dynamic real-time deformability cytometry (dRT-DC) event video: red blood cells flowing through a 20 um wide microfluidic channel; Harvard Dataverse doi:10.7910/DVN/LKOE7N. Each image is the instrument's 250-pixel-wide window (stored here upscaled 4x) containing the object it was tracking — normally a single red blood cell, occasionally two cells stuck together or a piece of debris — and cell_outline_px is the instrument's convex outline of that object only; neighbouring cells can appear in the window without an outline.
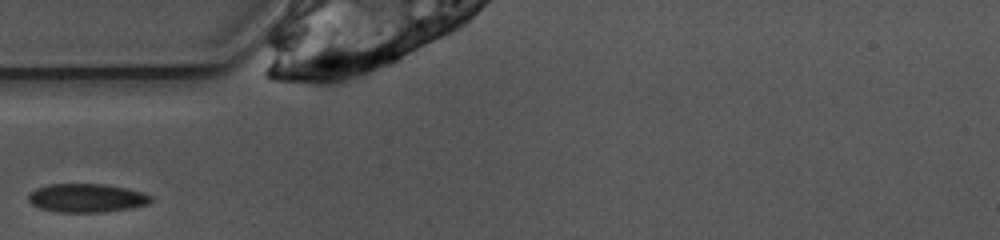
{"species": "common noctule bat (a hibernating species)", "species_latin": "Nyctalus noctula", "temperature_condition": "warm", "stored_images_in_passage": 23, "camera_frame_rate_fps": 3000, "um_per_image_px": 0.085, "animal": {"sex": "female", "body_mass_g": 10.0, "forearm_length_mm": 53.1}, "frame": {"image": 1, "passage_image": 1, "time_ms": 0.0, "image_size_px": [1000, 240], "cell_outline_px": [[152, 200], [148, 204], [128, 208], [104, 212], [60, 212], [40, 208], [32, 204], [28, 200], [28, 192], [36, 188], [48, 184], [104, 184], [144, 192], [152, 196]], "centroid_in_image_um": [7.34, 16.82], "position_along_channel_um": 77.7, "area_um2": 20.4}}
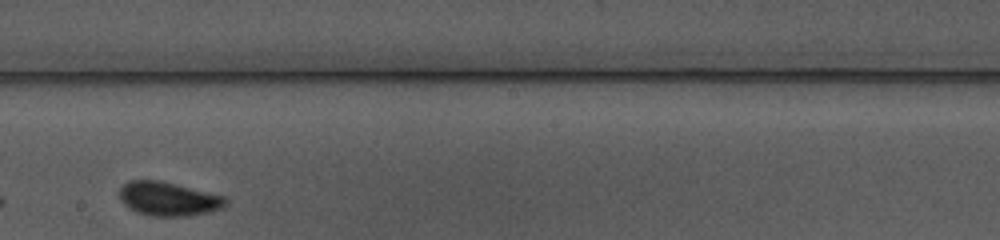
{"frame": {"image": 2, "passage_image": 13, "time_ms": 4.0, "image_size_px": [1000, 240], "cell_outline_px": [[228, 204], [212, 212], [188, 216], [152, 216], [136, 212], [128, 208], [120, 200], [120, 188], [128, 180], [160, 180], [224, 196], [228, 200]], "centroid_in_image_um": [14.31, 16.91], "position_along_channel_um": 233.9, "area_um2": 21.1}}
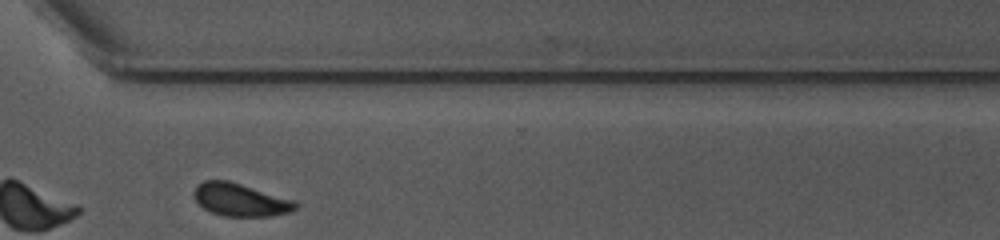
{"frame": {"image": 3, "passage_image": 22, "time_ms": 7.0, "image_size_px": [1000, 240], "cell_outline_px": [[300, 204], [292, 212], [272, 216], [224, 216], [208, 212], [192, 196], [192, 192], [196, 184], [204, 180], [228, 180], [296, 200]], "centroid_in_image_um": [20.44, 16.98], "position_along_channel_um": 350.2, "area_um2": 19.83}}